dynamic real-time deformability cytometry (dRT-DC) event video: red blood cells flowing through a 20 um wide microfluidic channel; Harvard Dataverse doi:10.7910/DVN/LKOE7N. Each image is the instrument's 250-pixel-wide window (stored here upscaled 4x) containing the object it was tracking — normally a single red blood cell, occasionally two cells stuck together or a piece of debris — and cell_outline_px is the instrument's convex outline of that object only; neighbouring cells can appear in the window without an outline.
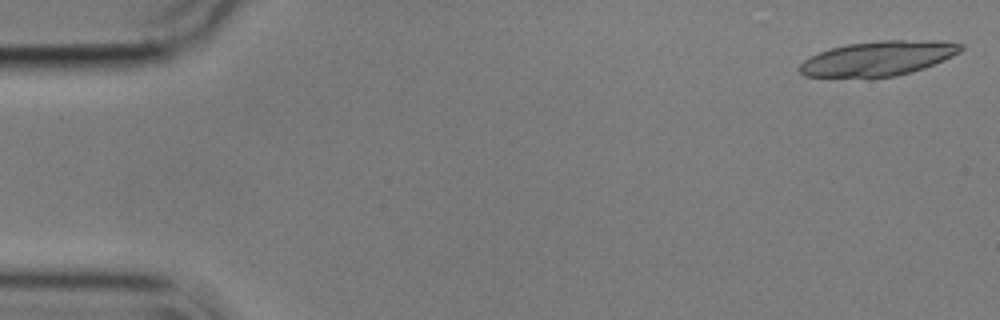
{"species": "common noctule bat (a hibernating species)", "species_latin": "Nyctalus noctula", "temperature_condition": "cold", "stored_images_in_passage": 18, "camera_frame_rate_fps": 3000, "um_per_image_px": 0.085, "animal": {"sex": "male", "body_mass_g": 17.9}, "frame": {"image": 1, "passage_image": 1, "time_ms": 0.0, "image_size_px": [1000, 320], "cell_outline_px": [[964, 48], [960, 52], [944, 60], [924, 68], [912, 72], [896, 76], [804, 76], [800, 72], [800, 64], [804, 60], [820, 52], [832, 48], [848, 44], [880, 40], [936, 40], [964, 44]], "centroid_in_image_um": [74.72, 4.94], "position_along_channel_um": 10.3, "area_um2": 32.14}}